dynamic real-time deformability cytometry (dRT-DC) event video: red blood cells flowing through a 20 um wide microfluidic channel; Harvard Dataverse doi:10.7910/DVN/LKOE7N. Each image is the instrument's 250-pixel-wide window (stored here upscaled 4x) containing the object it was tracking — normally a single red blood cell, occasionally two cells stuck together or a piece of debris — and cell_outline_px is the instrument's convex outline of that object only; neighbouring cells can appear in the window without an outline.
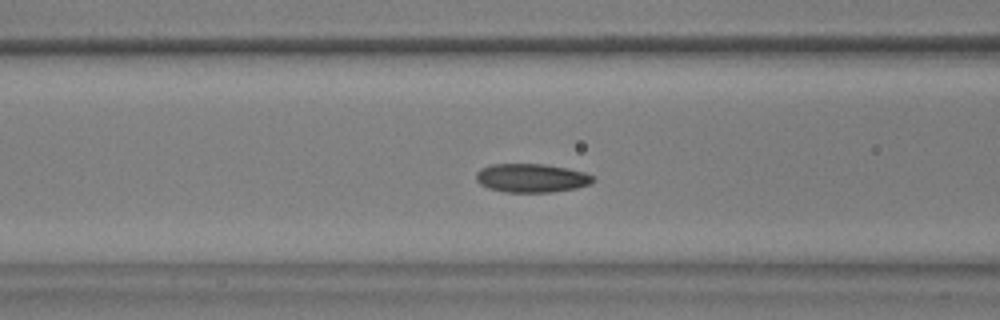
{"species": "common noctule bat (a hibernating species)", "species_latin": "Nyctalus noctula", "temperature_condition": "warm", "stored_images_in_passage": 50, "camera_frame_rate_fps": 3000, "um_per_image_px": 0.085, "animal": {"sex": "male", "body_mass_g": 17.9, "forearm_length_mm": 54.2}, "frame": {"image": 1, "passage_image": 16, "time_ms": 5.0, "image_size_px": [1000, 320], "cell_outline_px": [[596, 180], [588, 184], [576, 188], [552, 192], [504, 192], [488, 188], [480, 184], [476, 180], [476, 172], [480, 168], [492, 164], [544, 164], [568, 168], [584, 172], [596, 176]], "centroid_in_image_um": [45.18, 15.13], "position_along_channel_um": 121.4, "area_um2": 19.71}}
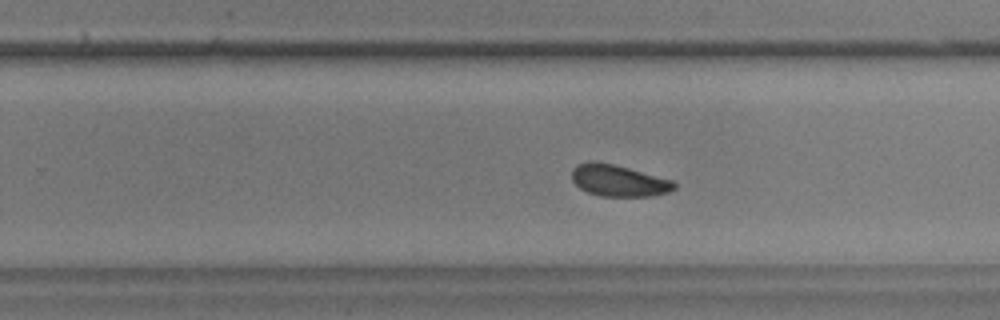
{"frame": {"image": 2, "passage_image": 29, "time_ms": 9.333, "image_size_px": [1000, 320], "cell_outline_px": [[676, 188], [668, 192], [652, 196], [600, 196], [588, 192], [580, 188], [572, 180], [572, 168], [576, 164], [592, 160], [612, 164], [628, 168], [672, 180], [676, 184]], "centroid_in_image_um": [52.55, 15.35], "position_along_channel_um": 277.2, "area_um2": 18.79}}
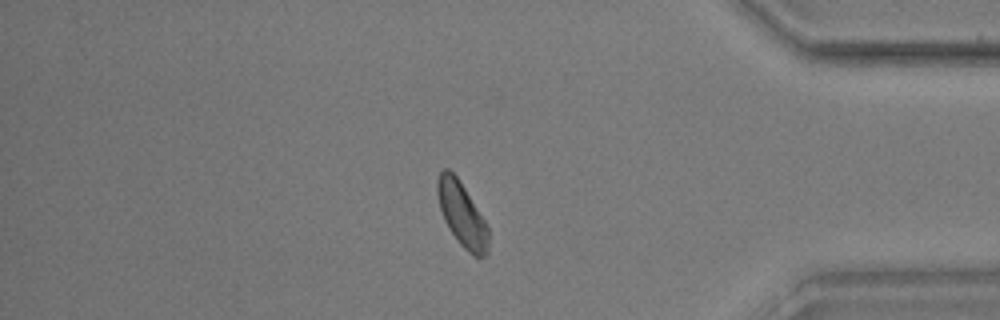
{"frame": {"image": 3, "passage_image": 41, "time_ms": 13.333, "image_size_px": [1000, 320], "cell_outline_px": [[488, 252], [484, 256], [472, 256], [456, 240], [448, 228], [444, 220], [440, 208], [436, 192], [436, 180], [440, 172], [444, 168], [448, 168], [456, 176], [464, 188], [484, 220], [488, 228]], "centroid_in_image_um": [39.23, 18.23], "position_along_channel_um": 396.0, "area_um2": 18.9}, "authors_computed_cell_mechanics": {"area_um2": 19.1896, "velocity_mm_per_s": 3.6019, "shape_relaxation_time_tau1_ms": 3.1242, "shape_relaxation_time_tau2_ms": 6.3697, "deformation_change_tau1": 0.0848, "deformation_change_tau2": 0.0837}}